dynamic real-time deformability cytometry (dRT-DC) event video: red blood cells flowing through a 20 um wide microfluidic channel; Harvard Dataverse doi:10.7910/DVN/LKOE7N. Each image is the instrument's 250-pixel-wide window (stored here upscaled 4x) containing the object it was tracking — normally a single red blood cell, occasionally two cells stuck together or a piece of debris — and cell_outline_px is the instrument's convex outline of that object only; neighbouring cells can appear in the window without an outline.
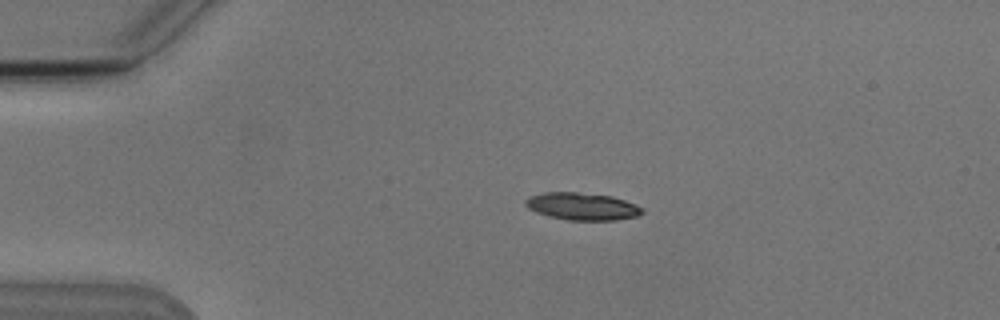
{"species": "Egyptian fruit bat (a non-hibernating species)", "species_latin": "Rousettus aegyptiacus", "temperature_condition": "cold", "stored_images_in_passage": 4, "camera_frame_rate_fps": 3000, "um_per_image_px": 0.085, "animal": {"sex": "male"}, "frame": {"image": 1, "passage_image": 3, "time_ms": 3.333, "image_size_px": [1000, 320], "cell_outline_px": [[644, 212], [636, 216], [616, 220], [568, 220], [548, 216], [536, 212], [528, 208], [524, 204], [524, 200], [528, 196], [544, 192], [576, 192], [612, 196], [636, 204], [644, 208]], "centroid_in_image_um": [49.47, 17.54], "position_along_channel_um": 35.5, "area_um2": 18.73}}